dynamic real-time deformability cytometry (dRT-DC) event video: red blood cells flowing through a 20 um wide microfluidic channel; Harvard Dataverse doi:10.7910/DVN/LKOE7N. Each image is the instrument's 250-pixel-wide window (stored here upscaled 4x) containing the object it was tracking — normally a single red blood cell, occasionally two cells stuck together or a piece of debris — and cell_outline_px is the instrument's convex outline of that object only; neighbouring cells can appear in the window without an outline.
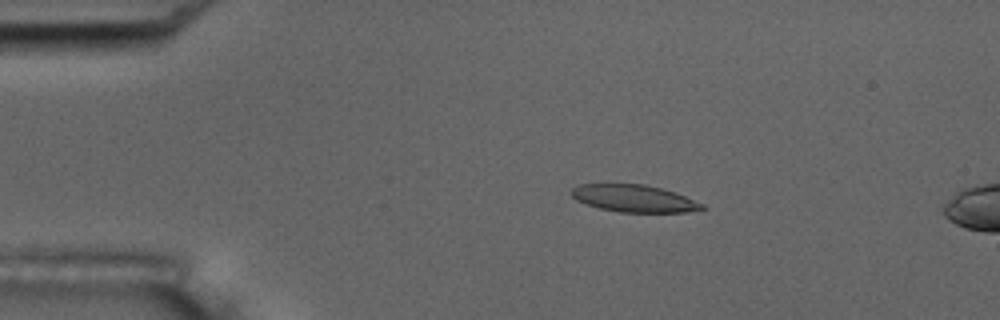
{"species": "common noctule bat (a hibernating species)", "species_latin": "Nyctalus noctula", "temperature_condition": "room temperature", "stored_images_in_passage": 3, "camera_frame_rate_fps": 3000, "um_per_image_px": 0.085, "animal": {"sex": "male", "body_mass_g": 17.5, "forearm_length_mm": 52.3}, "frame": {"image": 1, "passage_image": 2, "time_ms": 0.333, "image_size_px": [1000, 320], "cell_outline_px": [[704, 208], [688, 212], [620, 212], [600, 208], [576, 200], [568, 192], [576, 184], [644, 184], [676, 192], [704, 204]], "centroid_in_image_um": [53.86, 16.86], "position_along_channel_um": 31.1, "area_um2": 20.69}}